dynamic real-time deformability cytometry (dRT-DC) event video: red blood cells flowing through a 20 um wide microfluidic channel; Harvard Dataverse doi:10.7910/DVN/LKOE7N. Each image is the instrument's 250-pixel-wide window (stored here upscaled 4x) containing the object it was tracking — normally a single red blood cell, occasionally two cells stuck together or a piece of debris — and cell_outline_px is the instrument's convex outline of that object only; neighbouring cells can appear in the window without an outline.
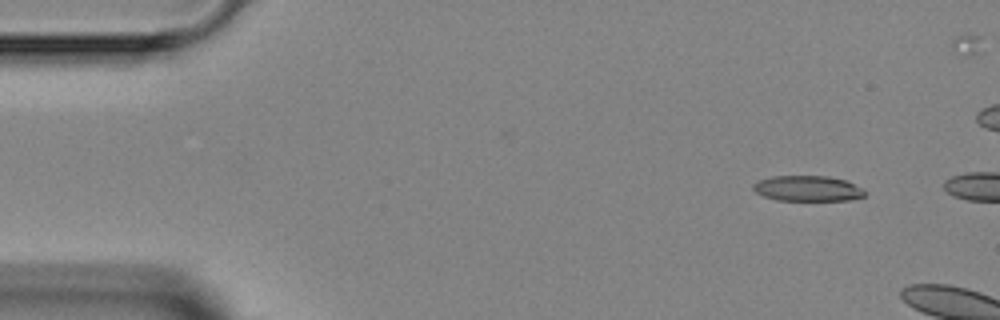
{"species": "Egyptian fruit bat (a non-hibernating species)", "species_latin": "Rousettus aegyptiacus", "temperature_condition": "room temperature", "stored_images_in_passage": 2, "camera_frame_rate_fps": 3000, "um_per_image_px": 0.085, "animal": {"sex": "female"}, "frame": {"image": 1, "passage_image": 1, "time_ms": 0.0, "image_size_px": [1000, 320], "cell_outline_px": [[864, 196], [852, 200], [776, 200], [764, 196], [756, 192], [752, 188], [752, 184], [760, 180], [772, 176], [828, 176], [848, 180], [864, 188]], "centroid_in_image_um": [68.68, 16.01], "position_along_channel_um": 16.3, "area_um2": 16.7}}